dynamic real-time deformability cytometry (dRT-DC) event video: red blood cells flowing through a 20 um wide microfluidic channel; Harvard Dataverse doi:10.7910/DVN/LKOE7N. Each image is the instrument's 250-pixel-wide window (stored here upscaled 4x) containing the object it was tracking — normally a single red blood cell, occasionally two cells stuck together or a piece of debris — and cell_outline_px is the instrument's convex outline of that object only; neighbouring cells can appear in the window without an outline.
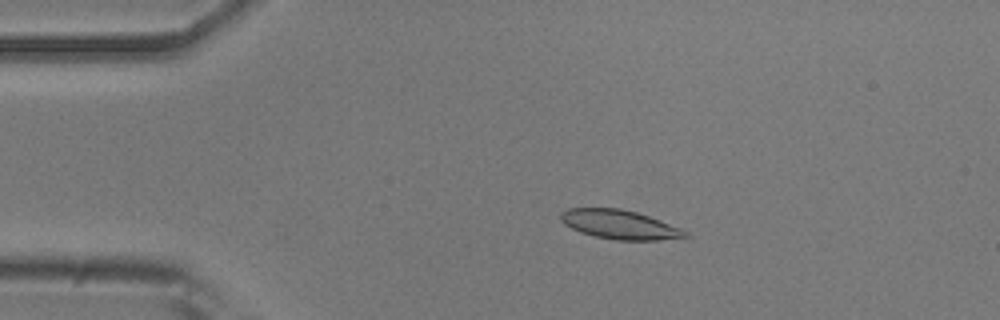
{"species": "common noctule bat (a hibernating species)", "species_latin": "Nyctalus noctula", "temperature_condition": "room temperature", "stored_images_in_passage": 47, "camera_frame_rate_fps": 3000, "um_per_image_px": 0.085, "animal": {"sex": "male", "body_mass_g": 20.5, "forearm_length_mm": 52.5}, "frame": {"image": 1, "passage_image": 11, "time_ms": 3.333, "image_size_px": [1000, 320], "cell_outline_px": [[692, 236], [660, 240], [616, 240], [596, 236], [580, 232], [564, 224], [560, 220], [560, 212], [568, 208], [620, 208], [636, 212], [648, 216], [680, 228], [688, 232]], "centroid_in_image_um": [52.66, 19.08], "position_along_channel_um": 32.3, "area_um2": 21.04}}
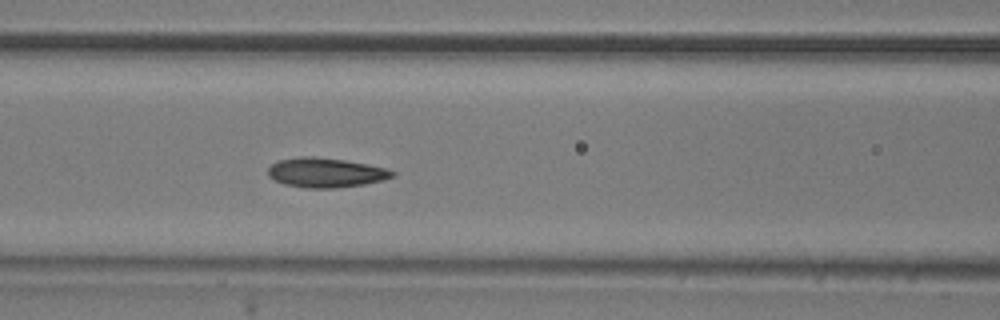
{"frame": {"image": 2, "passage_image": 23, "time_ms": 7.333, "image_size_px": [1000, 320], "cell_outline_px": [[396, 176], [384, 180], [364, 184], [336, 188], [304, 188], [284, 184], [268, 176], [268, 168], [276, 160], [300, 156], [312, 156], [344, 160], [368, 164], [388, 168], [396, 172]], "centroid_in_image_um": [27.71, 14.67], "position_along_channel_um": 138.9, "area_um2": 21.68}}
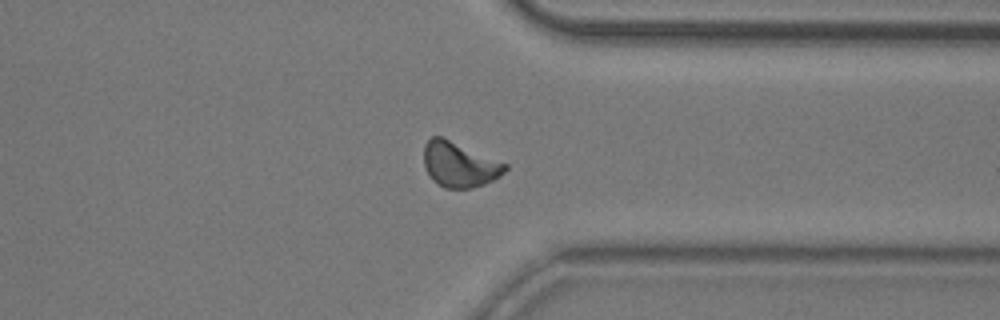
{"frame": {"image": 3, "passage_image": 42, "time_ms": 13.667, "image_size_px": [1000, 320], "cell_outline_px": [[508, 168], [500, 176], [484, 184], [472, 188], [444, 188], [432, 180], [424, 164], [424, 144], [432, 136], [444, 136], [508, 164]], "centroid_in_image_um": [39.05, 13.96], "position_along_channel_um": 372.3, "area_um2": 21.56}, "authors_computed_cell_mechanics": {"area_um2": 20.9814, "velocity_mm_per_s": 3.7299, "shape_relaxation_time_tau1_ms": 3.1032, "shape_relaxation_time_tau2_ms": 1.9217, "deformation_change_tau1": 0.1433, "deformation_change_tau2": 0.0839}}